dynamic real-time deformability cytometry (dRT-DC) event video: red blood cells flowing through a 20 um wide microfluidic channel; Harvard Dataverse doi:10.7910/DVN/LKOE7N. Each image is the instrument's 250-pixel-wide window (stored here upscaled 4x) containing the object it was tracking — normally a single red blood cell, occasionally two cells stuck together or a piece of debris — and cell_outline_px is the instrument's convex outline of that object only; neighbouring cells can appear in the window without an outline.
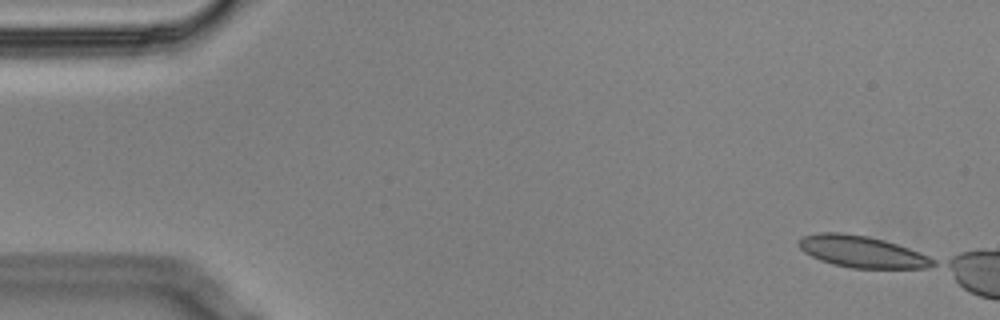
{"species": "Egyptian fruit bat (a non-hibernating species)", "species_latin": "Rousettus aegyptiacus", "temperature_condition": "cold", "stored_images_in_passage": 1, "camera_frame_rate_fps": 3000, "um_per_image_px": 0.085, "animal": {"sex": "male"}, "frame": {"image": 1, "passage_image": 1, "time_ms": 0.0, "image_size_px": [1000, 320], "cell_outline_px": [[936, 264], [928, 268], [852, 268], [832, 264], [820, 260], [804, 252], [800, 248], [796, 240], [800, 236], [820, 232], [840, 232], [868, 236], [884, 240], [908, 248], [928, 256], [936, 260]], "centroid_in_image_um": [73.22, 21.39], "position_along_channel_um": 11.8, "area_um2": 24.85}}